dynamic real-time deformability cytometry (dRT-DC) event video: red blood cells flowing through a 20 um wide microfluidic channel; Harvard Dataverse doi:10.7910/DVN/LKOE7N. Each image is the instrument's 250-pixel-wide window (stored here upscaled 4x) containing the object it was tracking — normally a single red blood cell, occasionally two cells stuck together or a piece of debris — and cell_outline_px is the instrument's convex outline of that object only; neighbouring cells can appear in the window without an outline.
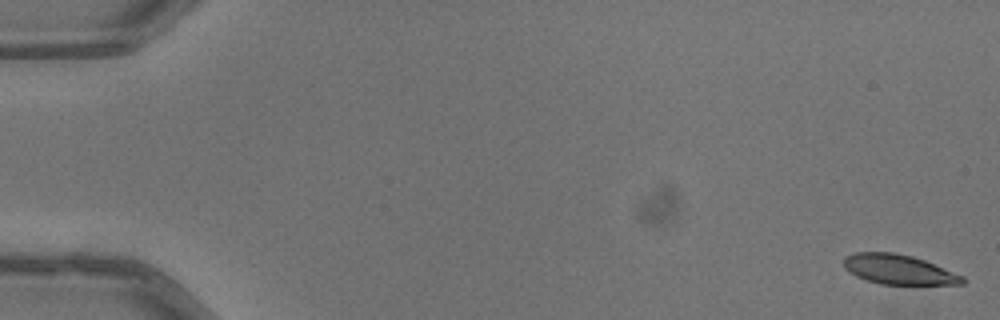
{"species": "common noctule bat (a hibernating species)", "species_latin": "Nyctalus noctula", "temperature_condition": "warm", "stored_images_in_passage": 52, "camera_frame_rate_fps": 3000, "um_per_image_px": 0.085, "animal": {"sex": "male", "body_mass_g": 13.3}, "frame": {"image": 1, "passage_image": 1, "time_ms": 0.0, "image_size_px": [1000, 320], "cell_outline_px": [[964, 284], [880, 284], [856, 276], [844, 268], [844, 256], [856, 252], [892, 252], [912, 256], [924, 260], [964, 276]], "centroid_in_image_um": [76.36, 22.9], "position_along_channel_um": 8.6, "area_um2": 20.4}}
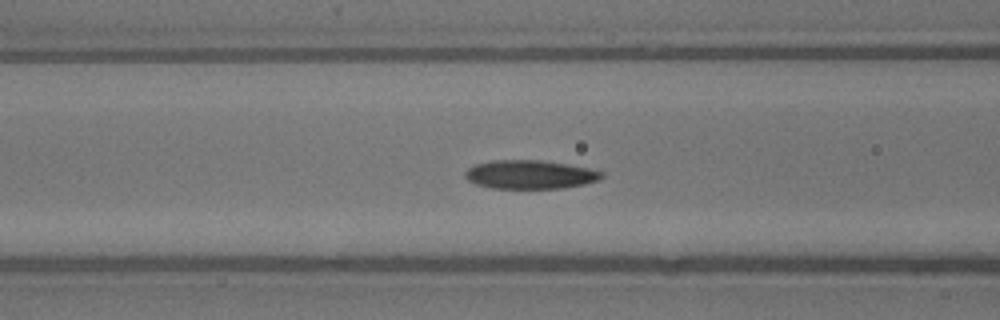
{"frame": {"image": 2, "passage_image": 22, "time_ms": 7.0, "image_size_px": [1000, 320], "cell_outline_px": [[604, 176], [600, 180], [584, 184], [564, 188], [492, 188], [476, 184], [468, 180], [464, 176], [464, 172], [468, 168], [476, 164], [492, 160], [540, 160], [588, 168], [604, 172]], "centroid_in_image_um": [45.05, 14.84], "position_along_channel_um": 121.5, "area_um2": 22.77}}
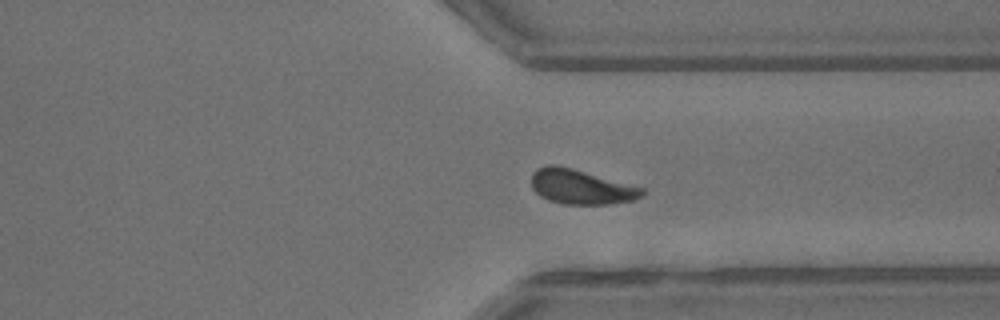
{"frame": {"image": 3, "passage_image": 40, "time_ms": 13.0, "image_size_px": [1000, 320], "cell_outline_px": [[644, 196], [632, 200], [612, 204], [560, 204], [548, 200], [540, 196], [532, 188], [532, 172], [536, 168], [548, 164], [556, 164], [572, 168], [644, 188]], "centroid_in_image_um": [49.36, 15.88], "position_along_channel_um": 362.0, "area_um2": 22.48}, "authors_computed_cell_mechanics": {"area_um2": 22.4842, "velocity_mm_per_s": 4.0225, "shape_relaxation_time_tau1_ms": 3.582, "shape_relaxation_time_tau2_ms": 1.7634, "deformation_change_tau1": 0.1284, "deformation_change_tau2": 0.0743}}